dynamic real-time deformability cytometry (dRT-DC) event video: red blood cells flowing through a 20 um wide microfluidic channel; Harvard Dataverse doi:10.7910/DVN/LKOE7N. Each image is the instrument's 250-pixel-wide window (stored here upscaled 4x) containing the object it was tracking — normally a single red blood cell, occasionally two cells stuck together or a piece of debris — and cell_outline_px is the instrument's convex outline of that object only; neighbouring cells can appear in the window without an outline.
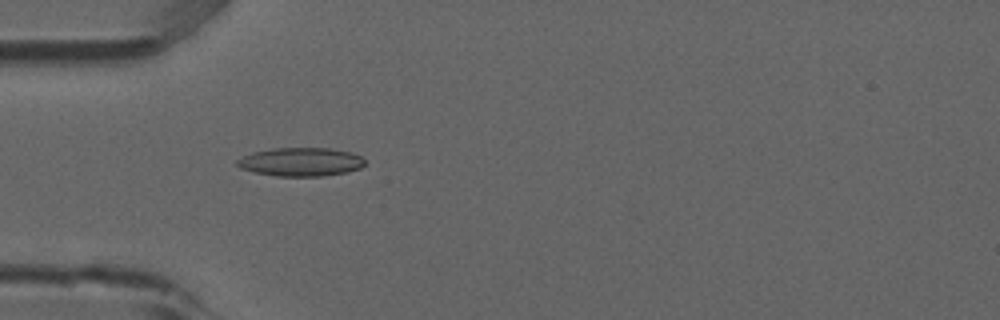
{"species": "common noctule bat (a hibernating species)", "species_latin": "Nyctalus noctula", "temperature_condition": "room temperature", "stored_images_in_passage": 4, "camera_frame_rate_fps": 3000, "um_per_image_px": 0.085, "animal": {"sex": "male", "forearm_length_mm": 52.5}, "frame": {"image": 1, "passage_image": 4, "time_ms": 1.0, "image_size_px": [1000, 320], "cell_outline_px": [[364, 164], [360, 168], [344, 172], [320, 176], [276, 176], [256, 172], [240, 168], [236, 164], [236, 160], [252, 152], [272, 148], [332, 148], [352, 152], [360, 156], [364, 160]], "centroid_in_image_um": [25.55, 13.75], "position_along_channel_um": 59.4, "area_um2": 21.15}}